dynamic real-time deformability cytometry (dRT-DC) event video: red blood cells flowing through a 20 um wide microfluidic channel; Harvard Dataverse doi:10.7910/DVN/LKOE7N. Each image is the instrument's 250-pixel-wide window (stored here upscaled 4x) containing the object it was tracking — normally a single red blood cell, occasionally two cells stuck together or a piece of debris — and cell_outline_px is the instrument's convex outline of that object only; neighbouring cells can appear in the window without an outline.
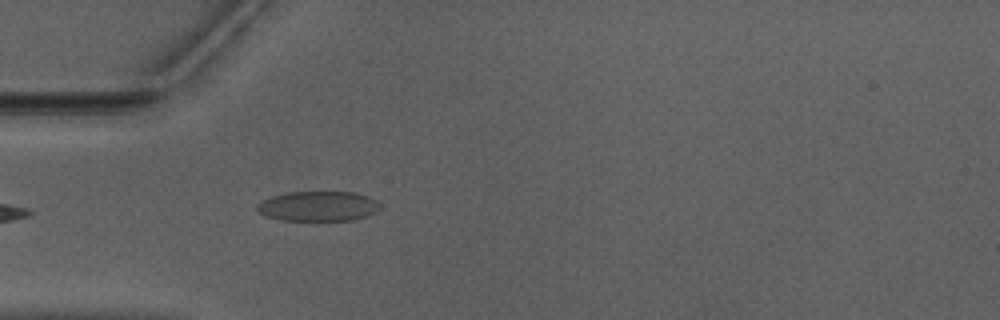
{"species": "Egyptian fruit bat (a non-hibernating species)", "species_latin": "Rousettus aegyptiacus", "temperature_condition": "warm", "stored_images_in_passage": 37, "camera_frame_rate_fps": 3000, "um_per_image_px": 0.085, "animal": {"sex": "male"}, "frame": {"image": 1, "passage_image": 1, "time_ms": 0.0, "image_size_px": [1000, 320], "cell_outline_px": [[380, 204], [376, 212], [352, 220], [280, 220], [268, 216], [260, 212], [256, 208], [264, 200], [272, 196], [288, 192], [356, 192], [368, 196], [376, 200]], "centroid_in_image_um": [27.08, 17.52], "position_along_channel_um": 57.9, "area_um2": 21.15}}
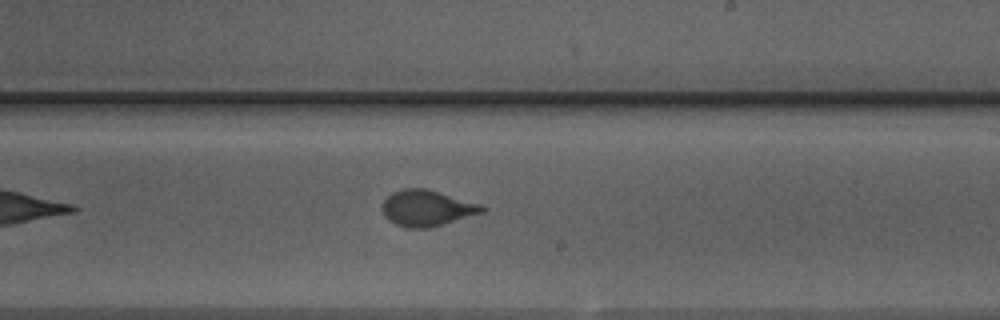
{"frame": {"image": 2, "passage_image": 16, "time_ms": 5.0, "image_size_px": [1000, 320], "cell_outline_px": [[488, 208], [484, 212], [428, 228], [408, 228], [396, 224], [388, 220], [384, 216], [380, 208], [384, 200], [392, 192], [404, 188], [424, 188], [480, 204]], "centroid_in_image_um": [36.24, 17.69], "position_along_channel_um": 252.8, "area_um2": 20.81}}
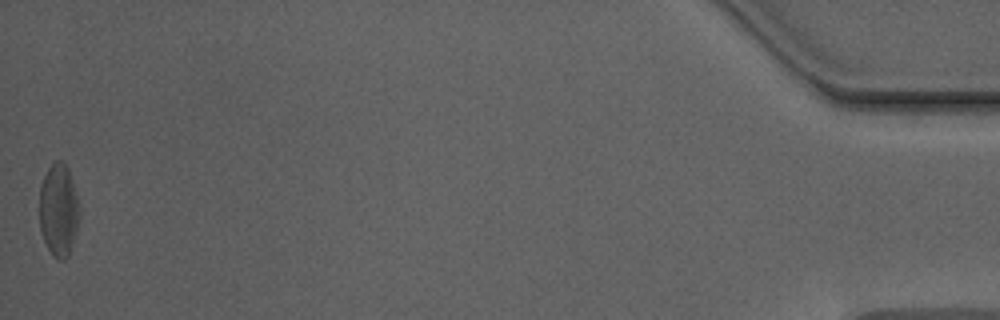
{"frame": {"image": 3, "passage_image": 37, "time_ms": 12.0, "image_size_px": [1000, 320], "cell_outline_px": [[80, 216], [76, 232], [68, 256], [64, 260], [56, 260], [52, 256], [44, 240], [40, 228], [40, 188], [44, 176], [48, 168], [56, 160], [60, 160], [68, 168], [76, 196], [80, 212]], "centroid_in_image_um": [4.98, 17.89], "position_along_channel_um": 430.2, "area_um2": 21.39}, "authors_computed_cell_mechanics": {"area_um2": 20.808, "velocity_mm_per_s": 3.971, "shape_relaxation_time_tau1_ms": 9.7139, "shape_relaxation_time_tau2_ms": null, "deformation_change_tau1": 0.2192, "deformation_change_tau2": null}}